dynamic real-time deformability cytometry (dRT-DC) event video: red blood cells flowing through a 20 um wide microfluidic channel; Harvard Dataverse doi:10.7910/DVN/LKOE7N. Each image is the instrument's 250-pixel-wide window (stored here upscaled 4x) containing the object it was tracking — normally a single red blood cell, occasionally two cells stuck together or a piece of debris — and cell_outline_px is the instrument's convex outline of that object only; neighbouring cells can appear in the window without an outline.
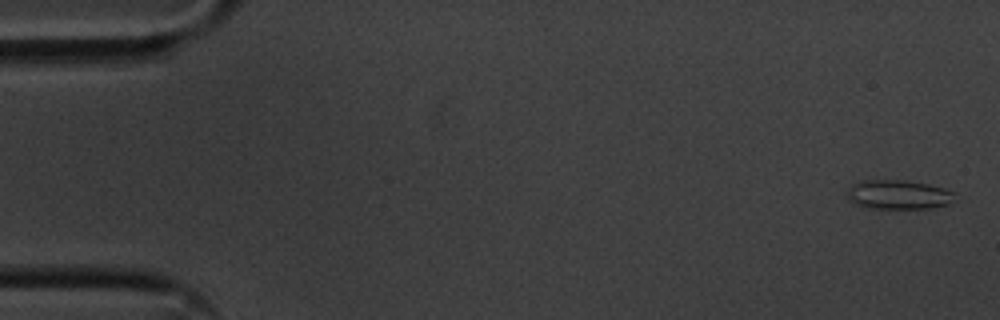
{"species": "common noctule bat (a hibernating species)", "species_latin": "Nyctalus noctula", "temperature_condition": "cold", "stored_images_in_passage": 7, "camera_frame_rate_fps": 3000, "um_per_image_px": 0.085, "animal": {"sex": "male", "body_mass_g": 20.1, "forearm_length_mm": 53.5}, "frame": {"image": 1, "passage_image": 1, "time_ms": 0.0, "image_size_px": [1000, 320], "cell_outline_px": [[956, 192], [948, 204], [932, 208], [864, 208], [852, 204], [848, 200], [848, 188], [852, 184], [860, 180], [900, 180], [928, 184], [944, 188]], "centroid_in_image_um": [76.3, 16.54], "position_along_channel_um": 8.7, "area_um2": 18.44}}
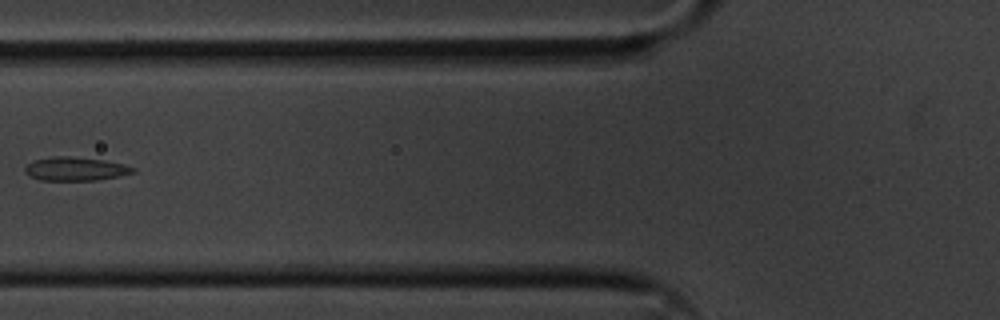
{"frame": {"image": 2, "passage_image": 6, "time_ms": 1.667, "image_size_px": [1000, 320], "cell_outline_px": [[136, 172], [120, 176], [96, 180], [40, 180], [28, 176], [24, 172], [24, 168], [32, 160], [56, 156], [72, 156], [104, 160], [124, 164], [136, 168]], "centroid_in_image_um": [6.41, 14.35], "position_along_channel_um": 119.4, "area_um2": 15.03}}
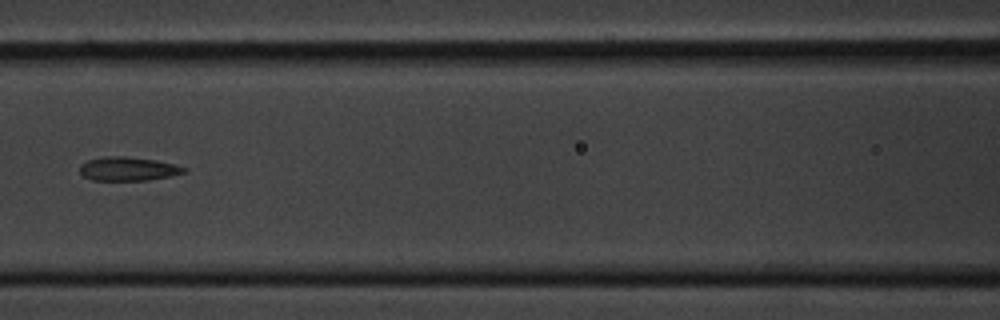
{"frame": {"image": 3, "passage_image": 7, "time_ms": 2.0, "image_size_px": [1000, 320], "cell_outline_px": [[188, 172], [148, 180], [92, 180], [84, 176], [80, 172], [80, 164], [88, 160], [104, 156], [124, 156], [156, 160], [176, 164], [188, 168]], "centroid_in_image_um": [10.91, 14.34], "position_along_channel_um": 155.7, "area_um2": 14.51}}